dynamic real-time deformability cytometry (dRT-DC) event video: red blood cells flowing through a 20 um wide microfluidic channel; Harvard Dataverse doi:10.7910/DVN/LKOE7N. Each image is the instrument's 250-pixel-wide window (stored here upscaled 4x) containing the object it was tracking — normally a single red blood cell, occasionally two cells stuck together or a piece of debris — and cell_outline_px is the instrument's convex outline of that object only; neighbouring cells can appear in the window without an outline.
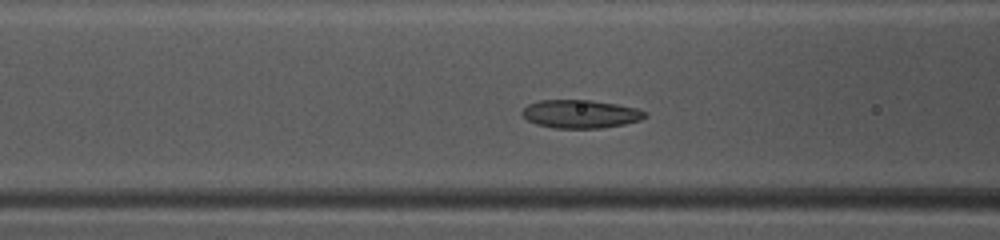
{"species": "common noctule bat (a hibernating species)", "species_latin": "Nyctalus noctula", "temperature_condition": "warm", "stored_images_in_passage": 35, "camera_frame_rate_fps": 3000, "um_per_image_px": 0.085, "animal": {"sex": "female", "body_mass_g": 10.0, "forearm_length_mm": 53.1}, "frame": {"image": 1, "passage_image": 6, "time_ms": 1.667, "image_size_px": [1000, 240], "cell_outline_px": [[648, 116], [640, 120], [624, 124], [600, 128], [556, 128], [536, 124], [528, 120], [520, 112], [528, 104], [540, 100], [592, 100], [616, 104], [636, 108], [648, 112]], "centroid_in_image_um": [49.36, 9.68], "position_along_channel_um": 117.2, "area_um2": 20.23}}
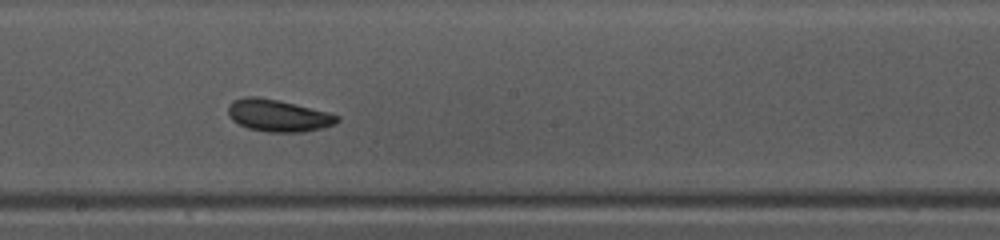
{"frame": {"image": 2, "passage_image": 14, "time_ms": 4.333, "image_size_px": [1000, 240], "cell_outline_px": [[340, 120], [324, 128], [300, 132], [268, 132], [248, 128], [232, 120], [228, 116], [228, 104], [232, 100], [244, 96], [256, 96], [280, 100], [328, 112], [340, 116]], "centroid_in_image_um": [23.61, 9.81], "position_along_channel_um": 224.6, "area_um2": 20.52}}
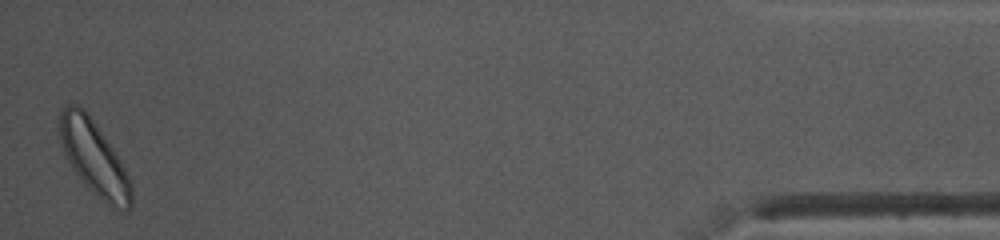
{"frame": {"image": 3, "passage_image": 35, "time_ms": 11.333, "image_size_px": [1000, 240], "cell_outline_px": [[132, 204], [128, 208], [120, 212], [112, 208], [92, 192], [88, 188], [72, 168], [60, 144], [60, 112], [68, 104], [76, 104], [84, 108], [88, 112], [120, 160], [132, 184]], "centroid_in_image_um": [8.0, 13.44], "position_along_channel_um": 427.2, "area_um2": 30.81}, "authors_computed_cell_mechanics": {"area_um2": 20.4612, "velocity_mm_per_s": 4.0149, "shape_relaxation_time_tau1_ms": 3.4298, "shape_relaxation_time_tau2_ms": 7.3925, "deformation_change_tau1": 0.0865, "deformation_change_tau2": 0.1116}}